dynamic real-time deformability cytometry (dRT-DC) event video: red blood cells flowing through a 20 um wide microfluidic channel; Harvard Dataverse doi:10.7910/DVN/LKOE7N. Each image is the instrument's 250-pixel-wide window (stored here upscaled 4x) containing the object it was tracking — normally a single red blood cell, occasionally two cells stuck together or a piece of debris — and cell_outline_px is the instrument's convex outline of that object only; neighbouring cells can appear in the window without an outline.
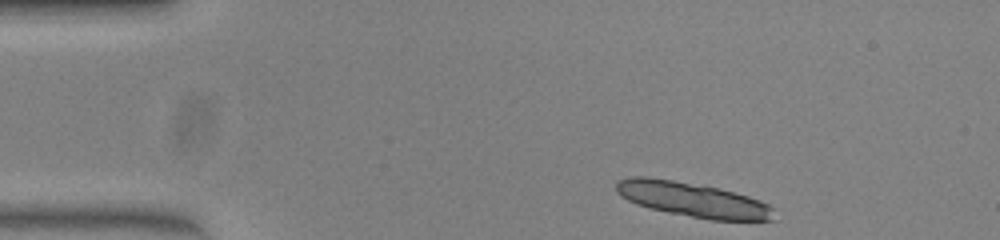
{"species": "common noctule bat (a hibernating species)", "species_latin": "Nyctalus noctula", "temperature_condition": "warm", "stored_images_in_passage": 32, "camera_frame_rate_fps": 3000, "um_per_image_px": 0.085, "animal": {"sex": "female", "body_mass_g": 23.0, "forearm_length_mm": 53.4}, "frame": {"image": 1, "passage_image": 1, "time_ms": 0.0, "image_size_px": [1000, 240], "cell_outline_px": [[772, 220], [712, 220], [648, 208], [636, 204], [620, 196], [616, 192], [616, 184], [620, 180], [632, 176], [648, 176], [672, 180], [716, 188], [748, 196], [760, 200], [768, 204], [772, 208]], "centroid_in_image_um": [58.82, 16.96], "position_along_channel_um": 26.2, "area_um2": 31.33}}
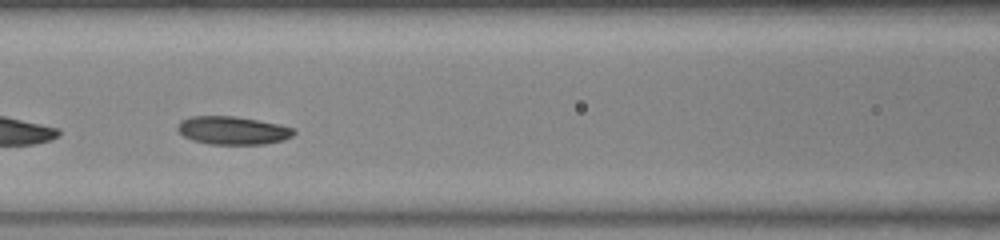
{"frame": {"image": 2, "passage_image": 16, "time_ms": 5.0, "image_size_px": [1000, 240], "cell_outline_px": [[296, 132], [292, 136], [284, 140], [264, 144], [212, 144], [192, 140], [184, 136], [176, 128], [180, 120], [192, 116], [232, 116], [280, 124], [292, 128]], "centroid_in_image_um": [19.77, 11.09], "position_along_channel_um": 146.8, "area_um2": 18.96}}
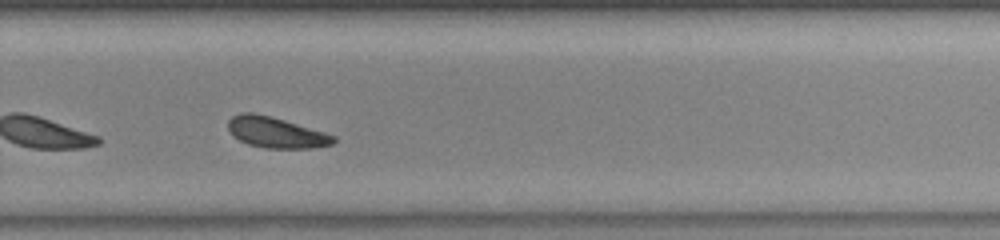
{"frame": {"image": 3, "passage_image": 28, "time_ms": 9.0, "image_size_px": [1000, 240], "cell_outline_px": [[336, 140], [332, 144], [312, 148], [264, 148], [248, 144], [240, 140], [228, 128], [228, 120], [232, 116], [240, 112], [252, 112], [272, 116], [324, 132], [336, 136]], "centroid_in_image_um": [23.46, 11.25], "position_along_channel_um": 306.3, "area_um2": 18.84}}